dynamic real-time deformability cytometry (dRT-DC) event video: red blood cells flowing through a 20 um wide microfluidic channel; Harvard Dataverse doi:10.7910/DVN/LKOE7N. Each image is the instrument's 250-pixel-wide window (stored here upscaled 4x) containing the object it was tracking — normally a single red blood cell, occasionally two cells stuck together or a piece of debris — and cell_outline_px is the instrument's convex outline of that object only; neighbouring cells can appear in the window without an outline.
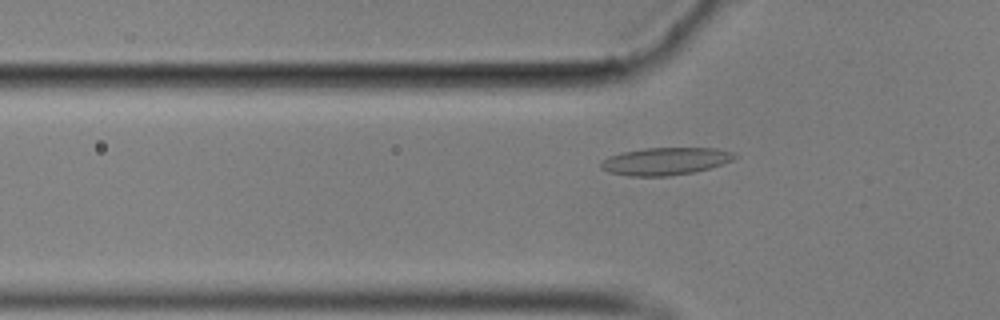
{"species": "common noctule bat (a hibernating species)", "species_latin": "Nyctalus noctula", "temperature_condition": "cold", "stored_images_in_passage": 56, "camera_frame_rate_fps": 3000, "um_per_image_px": 0.085, "animal": {"sex": "male", "body_mass_g": 17.9}, "frame": {"image": 1, "passage_image": 18, "time_ms": 5.667, "image_size_px": [1000, 320], "cell_outline_px": [[740, 156], [732, 160], [712, 168], [696, 172], [668, 176], [628, 176], [608, 172], [600, 168], [600, 164], [608, 156], [620, 152], [644, 148], [716, 148], [732, 152]], "centroid_in_image_um": [56.56, 13.7], "position_along_channel_um": 69.2, "area_um2": 21.68}}
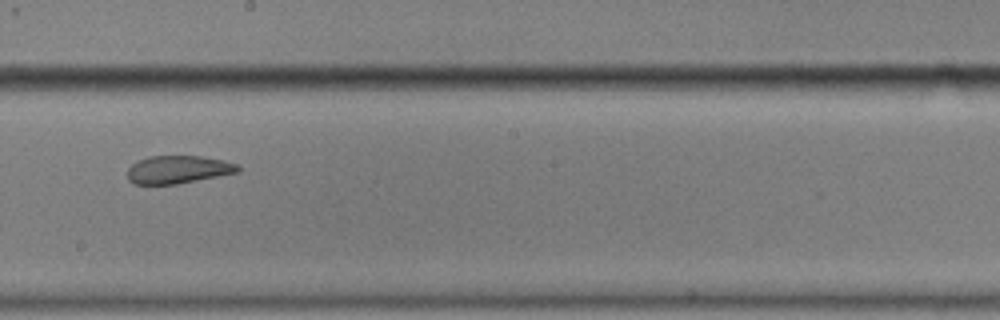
{"frame": {"image": 2, "passage_image": 32, "time_ms": 10.333, "image_size_px": [1000, 320], "cell_outline_px": [[240, 172], [176, 184], [132, 184], [128, 180], [128, 168], [132, 164], [148, 156], [200, 156], [224, 160], [236, 164], [240, 168]], "centroid_in_image_um": [15.13, 14.41], "position_along_channel_um": 233.1, "area_um2": 17.92}}
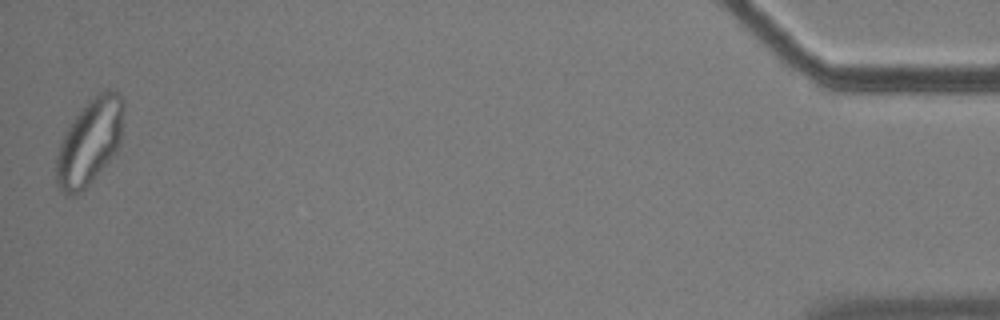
{"frame": {"image": 3, "passage_image": 56, "time_ms": 18.333, "image_size_px": [1000, 320], "cell_outline_px": [[124, 108], [120, 144], [116, 152], [92, 180], [80, 192], [72, 196], [64, 196], [56, 184], [56, 156], [64, 132], [72, 120], [88, 100], [104, 88], [112, 88], [124, 100]], "centroid_in_image_um": [7.61, 12.04], "position_along_channel_um": 427.6, "area_um2": 33.93}, "authors_computed_cell_mechanics": {"area_um2": 20.4323, "velocity_mm_per_s": 3.5185, "shape_relaxation_time_tau1_ms": null, "shape_relaxation_time_tau2_ms": 1.8798, "deformation_change_tau1": null, "deformation_change_tau2": 0.0562}}